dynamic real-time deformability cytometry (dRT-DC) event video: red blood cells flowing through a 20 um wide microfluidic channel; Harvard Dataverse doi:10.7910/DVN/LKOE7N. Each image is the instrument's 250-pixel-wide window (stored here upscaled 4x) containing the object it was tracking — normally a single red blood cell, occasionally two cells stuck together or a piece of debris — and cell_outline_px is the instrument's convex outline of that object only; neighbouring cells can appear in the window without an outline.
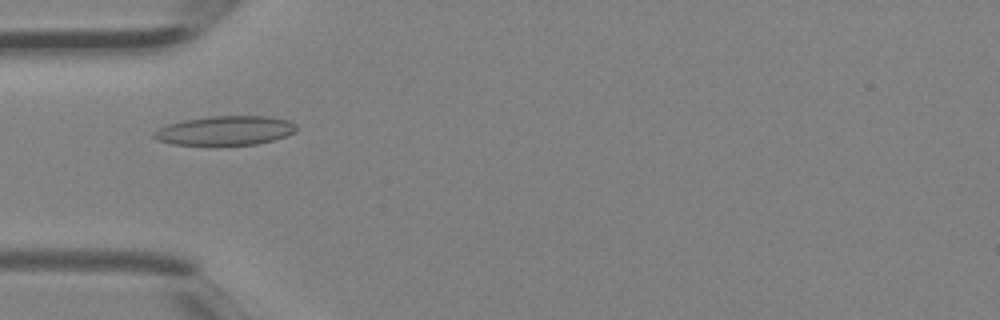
{"species": "Egyptian fruit bat (a non-hibernating species)", "species_latin": "Rousettus aegyptiacus", "temperature_condition": "room temperature", "stored_images_in_passage": 1, "camera_frame_rate_fps": 3000, "um_per_image_px": 0.085, "animal": {"sex": "female"}, "frame": {"image": 1, "passage_image": 1, "time_ms": 0.0, "image_size_px": [1000, 320], "cell_outline_px": [[296, 132], [272, 140], [256, 144], [216, 148], [208, 148], [172, 144], [156, 140], [152, 136], [152, 132], [168, 124], [184, 120], [208, 116], [268, 116], [288, 120], [296, 124]], "centroid_in_image_um": [19.08, 11.15], "position_along_channel_um": 65.9, "area_um2": 25.37}}